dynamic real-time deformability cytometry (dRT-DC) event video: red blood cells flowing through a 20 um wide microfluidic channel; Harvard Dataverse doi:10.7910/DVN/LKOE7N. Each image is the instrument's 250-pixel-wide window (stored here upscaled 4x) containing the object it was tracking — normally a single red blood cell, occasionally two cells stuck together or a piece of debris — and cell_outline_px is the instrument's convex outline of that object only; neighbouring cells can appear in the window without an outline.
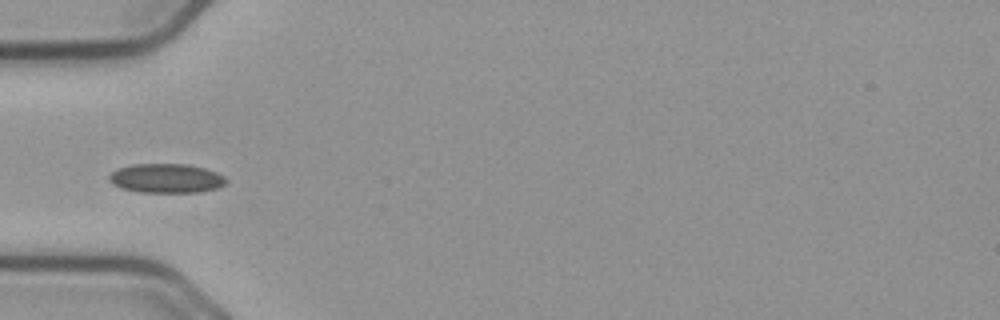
{"species": "common noctule bat (a hibernating species)", "species_latin": "Nyctalus noctula", "temperature_condition": "cold", "stored_images_in_passage": 39, "camera_frame_rate_fps": 3000, "um_per_image_px": 0.085, "animal": {"sex": "male", "body_mass_g": 23.1, "forearm_length_mm": 52.7}, "frame": {"image": 1, "passage_image": 1, "time_ms": 0.0, "image_size_px": [1000, 320], "cell_outline_px": [[228, 180], [220, 188], [200, 192], [140, 192], [120, 188], [112, 184], [108, 180], [108, 176], [116, 168], [132, 164], [188, 164], [204, 168], [216, 172], [224, 176]], "centroid_in_image_um": [14.12, 15.15], "position_along_channel_um": 70.9, "area_um2": 20.17}}
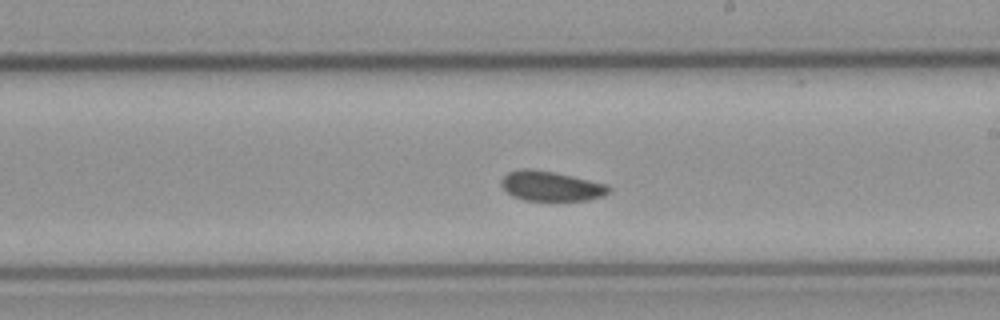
{"frame": {"image": 2, "passage_image": 15, "time_ms": 4.667, "image_size_px": [1000, 320], "cell_outline_px": [[612, 188], [604, 196], [588, 200], [524, 200], [512, 196], [500, 184], [500, 180], [508, 172], [552, 172], [572, 176], [608, 184]], "centroid_in_image_um": [46.92, 15.87], "position_along_channel_um": 242.1, "area_um2": 17.92}}
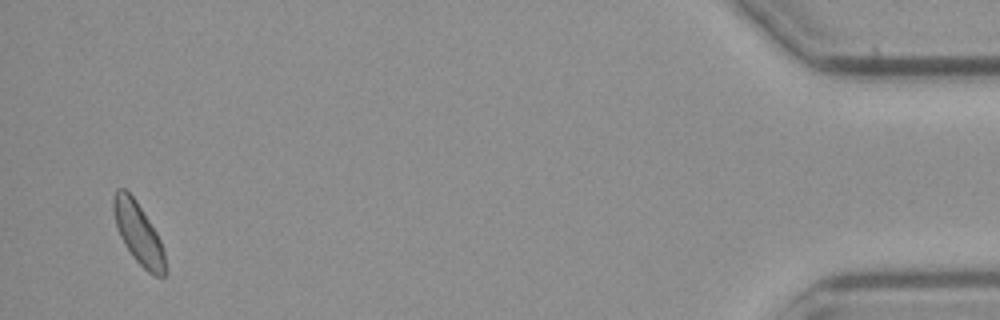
{"frame": {"image": 3, "passage_image": 37, "time_ms": 12.0, "image_size_px": [1000, 320], "cell_outline_px": [[164, 276], [156, 276], [148, 272], [132, 256], [124, 244], [120, 236], [112, 212], [112, 200], [116, 188], [124, 188], [136, 200], [156, 232], [160, 240], [164, 252]], "centroid_in_image_um": [11.71, 19.78], "position_along_channel_um": 423.5, "area_um2": 18.21}}